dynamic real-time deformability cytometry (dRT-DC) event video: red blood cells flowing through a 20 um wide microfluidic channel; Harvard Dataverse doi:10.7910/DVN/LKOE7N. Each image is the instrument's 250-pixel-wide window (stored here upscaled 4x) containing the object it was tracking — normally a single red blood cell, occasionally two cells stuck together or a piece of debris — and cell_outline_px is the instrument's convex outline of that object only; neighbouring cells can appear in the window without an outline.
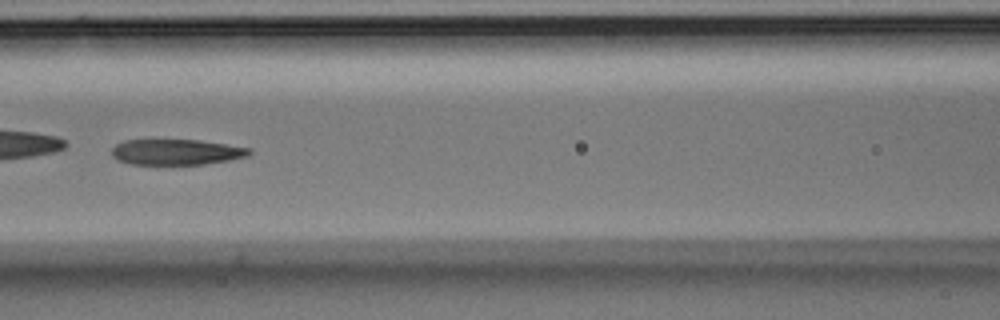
{"species": "Egyptian fruit bat (a non-hibernating species)", "species_latin": "Rousettus aegyptiacus", "temperature_condition": "room temperature", "stored_images_in_passage": 52, "camera_frame_rate_fps": 3000, "um_per_image_px": 0.085, "animal": {"sex": "male"}, "frame": {"image": 1, "passage_image": 23, "time_ms": 7.333, "image_size_px": [1000, 320], "cell_outline_px": [[252, 152], [248, 156], [228, 160], [204, 164], [132, 164], [116, 160], [112, 156], [112, 148], [116, 144], [124, 140], [200, 140], [252, 148]], "centroid_in_image_um": [14.99, 12.92], "position_along_channel_um": 151.6, "area_um2": 20.58}, "authors_computed_cell_mechanics": {"area_um2": 22.4264, "velocity_mm_per_s": 3.6508, "shape_relaxation_time_tau1_ms": 8.0381, "shape_relaxation_time_tau2_ms": 2.6809, "deformation_change_tau1": 0.2435, "deformation_change_tau2": 0.0985}}